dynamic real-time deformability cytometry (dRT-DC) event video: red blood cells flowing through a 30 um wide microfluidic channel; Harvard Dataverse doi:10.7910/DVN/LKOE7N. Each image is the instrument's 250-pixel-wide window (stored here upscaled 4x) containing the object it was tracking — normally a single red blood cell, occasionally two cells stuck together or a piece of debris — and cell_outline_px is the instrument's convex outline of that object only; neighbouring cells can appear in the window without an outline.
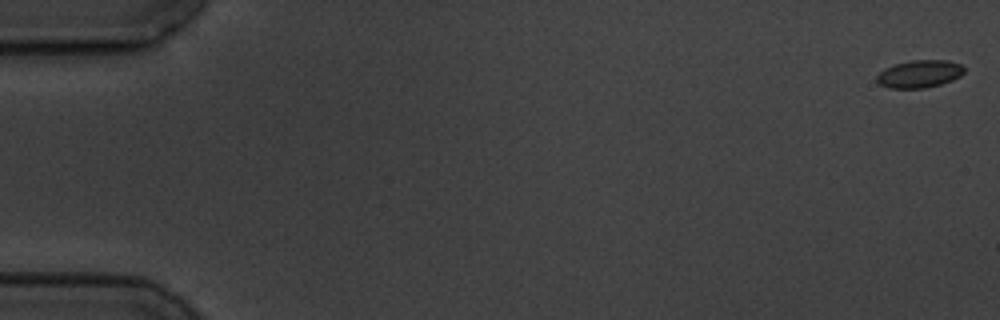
{"species": "common noctule bat (a hibernating species)", "species_latin": "Nyctalus noctula", "temperature_condition": "cold", "stored_images_in_passage": 6, "segment_of_instrument_passage": [1, 2], "camera_frame_rate_fps": 3000, "um_per_image_px": 0.085, "animal": {"sex": "male", "body_mass_g": 19.5, "forearm_length_mm": 54.6}, "frame": {"image": 1, "passage_image": 1, "time_ms": 0.0, "image_size_px": [1000, 320], "cell_outline_px": [[964, 72], [960, 76], [952, 80], [940, 84], [924, 88], [888, 88], [880, 84], [876, 80], [876, 76], [884, 68], [896, 64], [912, 60], [948, 60], [960, 64], [964, 68]], "centroid_in_image_um": [78.15, 6.28], "position_along_channel_um": 6.9, "area_um2": 13.99}}
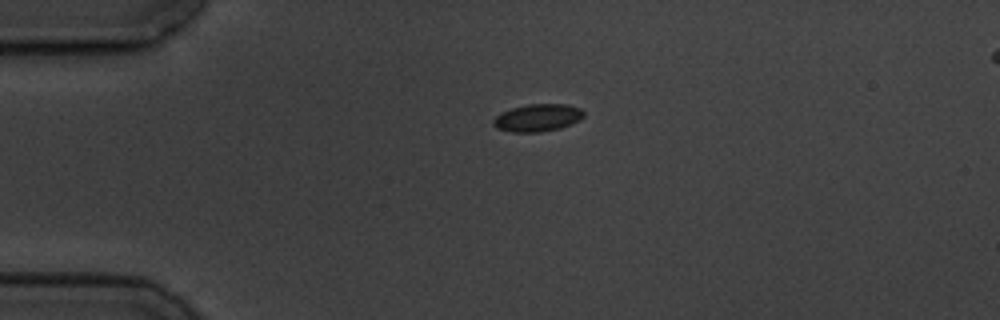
{"frame": {"image": 2, "passage_image": 4, "time_ms": 4.333, "image_size_px": [1000, 320], "cell_outline_px": [[584, 116], [580, 120], [572, 124], [560, 128], [540, 132], [512, 132], [496, 128], [492, 124], [492, 120], [500, 112], [512, 108], [528, 104], [568, 104], [580, 108], [584, 112]], "centroid_in_image_um": [45.69, 10.01], "position_along_channel_um": 39.3, "area_um2": 14.62}}